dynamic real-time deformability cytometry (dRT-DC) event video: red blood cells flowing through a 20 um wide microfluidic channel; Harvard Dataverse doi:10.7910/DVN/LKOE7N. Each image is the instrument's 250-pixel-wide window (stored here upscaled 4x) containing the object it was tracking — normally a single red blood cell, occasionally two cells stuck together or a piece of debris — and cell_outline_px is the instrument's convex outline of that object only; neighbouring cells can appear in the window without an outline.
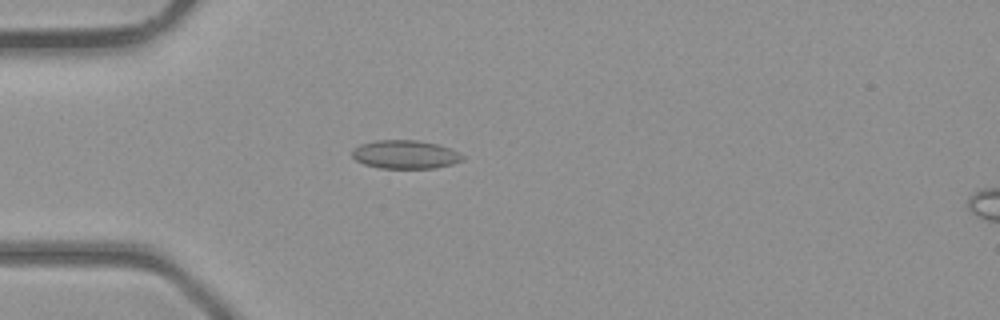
{"species": "common noctule bat (a hibernating species)", "species_latin": "Nyctalus noctula", "temperature_condition": "room temperature", "stored_images_in_passage": 1, "camera_frame_rate_fps": 3000, "um_per_image_px": 0.085, "animal": {"sex": "male", "body_mass_g": 23.1, "forearm_length_mm": 52.7}, "frame": {"image": 1, "passage_image": 1, "time_ms": 0.0, "image_size_px": [1000, 320], "cell_outline_px": [[464, 160], [452, 164], [436, 168], [380, 168], [364, 164], [356, 160], [352, 156], [352, 148], [360, 144], [376, 140], [416, 140], [440, 144], [464, 156]], "centroid_in_image_um": [34.43, 13.13], "position_along_channel_um": 50.6, "area_um2": 18.38}}